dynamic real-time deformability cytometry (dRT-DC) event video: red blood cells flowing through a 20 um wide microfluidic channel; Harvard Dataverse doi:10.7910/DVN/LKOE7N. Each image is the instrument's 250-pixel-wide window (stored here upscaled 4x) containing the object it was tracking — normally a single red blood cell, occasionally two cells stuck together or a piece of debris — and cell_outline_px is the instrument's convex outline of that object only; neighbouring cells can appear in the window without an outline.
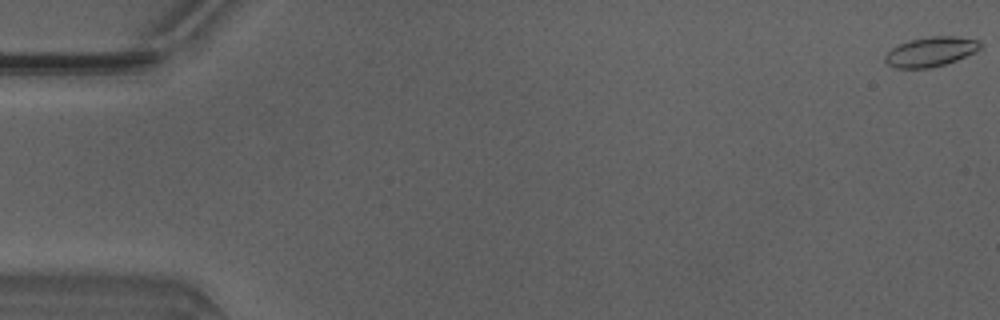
{"species": "Egyptian fruit bat (a non-hibernating species)", "species_latin": "Rousettus aegyptiacus", "temperature_condition": "warm", "stored_images_in_passage": 7, "camera_frame_rate_fps": 3000, "um_per_image_px": 0.085, "animal": {"sex": "male"}, "frame": {"image": 1, "passage_image": 1, "time_ms": 0.0, "image_size_px": [1000, 320], "cell_outline_px": [[980, 48], [976, 52], [956, 60], [944, 64], [928, 68], [896, 68], [888, 64], [884, 60], [884, 56], [892, 48], [908, 40], [932, 36], [956, 36], [980, 40]], "centroid_in_image_um": [79.12, 4.39], "position_along_channel_um": 5.9, "area_um2": 16.36}}